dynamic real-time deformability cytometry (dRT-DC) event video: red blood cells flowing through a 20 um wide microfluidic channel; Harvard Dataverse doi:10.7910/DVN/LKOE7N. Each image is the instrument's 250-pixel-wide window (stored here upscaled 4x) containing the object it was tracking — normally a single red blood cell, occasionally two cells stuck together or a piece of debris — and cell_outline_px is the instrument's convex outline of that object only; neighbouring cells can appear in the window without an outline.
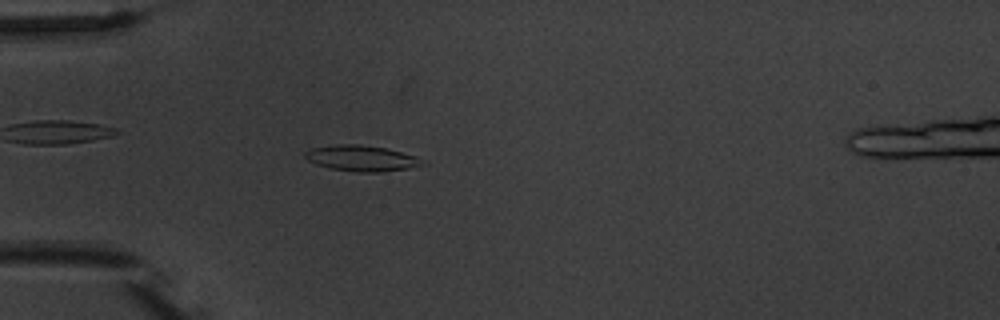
{"species": "common noctule bat (a hibernating species)", "species_latin": "Nyctalus noctula", "temperature_condition": "warm", "stored_images_in_passage": 2, "camera_frame_rate_fps": 3000, "um_per_image_px": 0.085, "animal": {"sex": "male", "body_mass_g": 20.1, "forearm_length_mm": 53.5}, "frame": {"image": 1, "passage_image": 2, "time_ms": 1.333, "image_size_px": [1000, 320], "cell_outline_px": [[428, 164], [408, 168], [384, 172], [356, 172], [332, 168], [316, 164], [308, 160], [304, 156], [304, 152], [312, 148], [336, 144], [360, 144], [384, 148], [416, 156], [428, 160]], "centroid_in_image_um": [30.79, 13.45], "position_along_channel_um": 54.2, "area_um2": 17.74}}